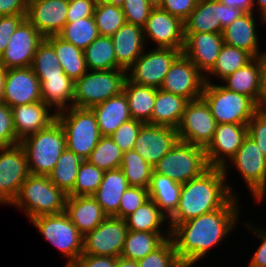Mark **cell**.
Here are the masks:
<instances>
[{
    "label": "cell",
    "mask_w": 266,
    "mask_h": 267,
    "mask_svg": "<svg viewBox=\"0 0 266 267\" xmlns=\"http://www.w3.org/2000/svg\"><path fill=\"white\" fill-rule=\"evenodd\" d=\"M58 36L84 50L99 36V32L94 17L91 16L67 22Z\"/></svg>",
    "instance_id": "b9f144b4"
},
{
    "label": "cell",
    "mask_w": 266,
    "mask_h": 267,
    "mask_svg": "<svg viewBox=\"0 0 266 267\" xmlns=\"http://www.w3.org/2000/svg\"><path fill=\"white\" fill-rule=\"evenodd\" d=\"M28 0H0V16L26 15Z\"/></svg>",
    "instance_id": "91938a15"
},
{
    "label": "cell",
    "mask_w": 266,
    "mask_h": 267,
    "mask_svg": "<svg viewBox=\"0 0 266 267\" xmlns=\"http://www.w3.org/2000/svg\"><path fill=\"white\" fill-rule=\"evenodd\" d=\"M26 15L0 16V57L8 46L9 39Z\"/></svg>",
    "instance_id": "11a10c76"
},
{
    "label": "cell",
    "mask_w": 266,
    "mask_h": 267,
    "mask_svg": "<svg viewBox=\"0 0 266 267\" xmlns=\"http://www.w3.org/2000/svg\"><path fill=\"white\" fill-rule=\"evenodd\" d=\"M252 221L249 219L247 222H240V224L242 223V227L245 225L244 227L249 231L248 233H252V235L257 237V240H260L259 246L252 253L253 255L250 256V260L248 258L249 262L247 263V267H266V227L263 228L260 224L258 226V224Z\"/></svg>",
    "instance_id": "816d5d0a"
},
{
    "label": "cell",
    "mask_w": 266,
    "mask_h": 267,
    "mask_svg": "<svg viewBox=\"0 0 266 267\" xmlns=\"http://www.w3.org/2000/svg\"><path fill=\"white\" fill-rule=\"evenodd\" d=\"M65 213L85 236L101 224L108 215L93 196H68L66 200Z\"/></svg>",
    "instance_id": "83f0119b"
},
{
    "label": "cell",
    "mask_w": 266,
    "mask_h": 267,
    "mask_svg": "<svg viewBox=\"0 0 266 267\" xmlns=\"http://www.w3.org/2000/svg\"><path fill=\"white\" fill-rule=\"evenodd\" d=\"M65 136L67 149L86 160L102 137L91 108L71 106L56 114Z\"/></svg>",
    "instance_id": "8992f818"
},
{
    "label": "cell",
    "mask_w": 266,
    "mask_h": 267,
    "mask_svg": "<svg viewBox=\"0 0 266 267\" xmlns=\"http://www.w3.org/2000/svg\"><path fill=\"white\" fill-rule=\"evenodd\" d=\"M150 199L148 189L129 186L121 197L119 218L125 219Z\"/></svg>",
    "instance_id": "c3c4849f"
},
{
    "label": "cell",
    "mask_w": 266,
    "mask_h": 267,
    "mask_svg": "<svg viewBox=\"0 0 266 267\" xmlns=\"http://www.w3.org/2000/svg\"><path fill=\"white\" fill-rule=\"evenodd\" d=\"M241 199L232 196L220 209L178 223L171 230V239L182 265H197L207 259L212 249L222 246L240 221Z\"/></svg>",
    "instance_id": "6da1fadb"
},
{
    "label": "cell",
    "mask_w": 266,
    "mask_h": 267,
    "mask_svg": "<svg viewBox=\"0 0 266 267\" xmlns=\"http://www.w3.org/2000/svg\"><path fill=\"white\" fill-rule=\"evenodd\" d=\"M116 267H138V262L120 256L116 258Z\"/></svg>",
    "instance_id": "6125c7cd"
},
{
    "label": "cell",
    "mask_w": 266,
    "mask_h": 267,
    "mask_svg": "<svg viewBox=\"0 0 266 267\" xmlns=\"http://www.w3.org/2000/svg\"><path fill=\"white\" fill-rule=\"evenodd\" d=\"M36 76L40 81L42 102L56 114L73 106L74 81L66 74Z\"/></svg>",
    "instance_id": "f1b7e54d"
},
{
    "label": "cell",
    "mask_w": 266,
    "mask_h": 267,
    "mask_svg": "<svg viewBox=\"0 0 266 267\" xmlns=\"http://www.w3.org/2000/svg\"><path fill=\"white\" fill-rule=\"evenodd\" d=\"M138 267H181L174 243L168 238L158 249L137 261Z\"/></svg>",
    "instance_id": "7dc6e473"
},
{
    "label": "cell",
    "mask_w": 266,
    "mask_h": 267,
    "mask_svg": "<svg viewBox=\"0 0 266 267\" xmlns=\"http://www.w3.org/2000/svg\"><path fill=\"white\" fill-rule=\"evenodd\" d=\"M75 264L77 267H116V257L82 254Z\"/></svg>",
    "instance_id": "680465c9"
},
{
    "label": "cell",
    "mask_w": 266,
    "mask_h": 267,
    "mask_svg": "<svg viewBox=\"0 0 266 267\" xmlns=\"http://www.w3.org/2000/svg\"><path fill=\"white\" fill-rule=\"evenodd\" d=\"M143 31L147 47L155 44V47L183 50L184 22L160 7L152 9Z\"/></svg>",
    "instance_id": "2e32d148"
},
{
    "label": "cell",
    "mask_w": 266,
    "mask_h": 267,
    "mask_svg": "<svg viewBox=\"0 0 266 267\" xmlns=\"http://www.w3.org/2000/svg\"><path fill=\"white\" fill-rule=\"evenodd\" d=\"M248 135L247 124H218L212 141L205 148L209 167L223 168Z\"/></svg>",
    "instance_id": "d6986e66"
},
{
    "label": "cell",
    "mask_w": 266,
    "mask_h": 267,
    "mask_svg": "<svg viewBox=\"0 0 266 267\" xmlns=\"http://www.w3.org/2000/svg\"><path fill=\"white\" fill-rule=\"evenodd\" d=\"M253 59L249 52L224 43L213 68L205 75V81L214 83L216 79L219 83Z\"/></svg>",
    "instance_id": "74e56055"
},
{
    "label": "cell",
    "mask_w": 266,
    "mask_h": 267,
    "mask_svg": "<svg viewBox=\"0 0 266 267\" xmlns=\"http://www.w3.org/2000/svg\"><path fill=\"white\" fill-rule=\"evenodd\" d=\"M217 125L208 104L201 97L188 101L176 130L180 141L206 148Z\"/></svg>",
    "instance_id": "7c38bea8"
},
{
    "label": "cell",
    "mask_w": 266,
    "mask_h": 267,
    "mask_svg": "<svg viewBox=\"0 0 266 267\" xmlns=\"http://www.w3.org/2000/svg\"><path fill=\"white\" fill-rule=\"evenodd\" d=\"M257 13H243L238 19L223 29L224 43L249 52L254 58L266 55V50H261V39L258 30V21L266 25V20ZM259 17V20H258ZM257 20V21H256Z\"/></svg>",
    "instance_id": "cb8c5ba5"
},
{
    "label": "cell",
    "mask_w": 266,
    "mask_h": 267,
    "mask_svg": "<svg viewBox=\"0 0 266 267\" xmlns=\"http://www.w3.org/2000/svg\"><path fill=\"white\" fill-rule=\"evenodd\" d=\"M254 8L259 12V16L266 20V0H253Z\"/></svg>",
    "instance_id": "be15d7a7"
},
{
    "label": "cell",
    "mask_w": 266,
    "mask_h": 267,
    "mask_svg": "<svg viewBox=\"0 0 266 267\" xmlns=\"http://www.w3.org/2000/svg\"><path fill=\"white\" fill-rule=\"evenodd\" d=\"M266 55L254 58L220 83L227 89L248 96L258 107L264 97Z\"/></svg>",
    "instance_id": "7402d4cb"
},
{
    "label": "cell",
    "mask_w": 266,
    "mask_h": 267,
    "mask_svg": "<svg viewBox=\"0 0 266 267\" xmlns=\"http://www.w3.org/2000/svg\"><path fill=\"white\" fill-rule=\"evenodd\" d=\"M40 235L67 259L64 263H75L83 253L84 236L78 231L68 215H41L29 221Z\"/></svg>",
    "instance_id": "30bf717a"
},
{
    "label": "cell",
    "mask_w": 266,
    "mask_h": 267,
    "mask_svg": "<svg viewBox=\"0 0 266 267\" xmlns=\"http://www.w3.org/2000/svg\"><path fill=\"white\" fill-rule=\"evenodd\" d=\"M124 220L128 230L143 232H171L168 217L159 209L152 199L146 201Z\"/></svg>",
    "instance_id": "d590c367"
},
{
    "label": "cell",
    "mask_w": 266,
    "mask_h": 267,
    "mask_svg": "<svg viewBox=\"0 0 266 267\" xmlns=\"http://www.w3.org/2000/svg\"><path fill=\"white\" fill-rule=\"evenodd\" d=\"M250 136L266 158V111L259 109L247 124Z\"/></svg>",
    "instance_id": "db71d44e"
},
{
    "label": "cell",
    "mask_w": 266,
    "mask_h": 267,
    "mask_svg": "<svg viewBox=\"0 0 266 267\" xmlns=\"http://www.w3.org/2000/svg\"><path fill=\"white\" fill-rule=\"evenodd\" d=\"M82 161L83 159L66 148L57 160L56 166L48 175L49 179L66 195H69L73 191L78 168Z\"/></svg>",
    "instance_id": "ab89813d"
},
{
    "label": "cell",
    "mask_w": 266,
    "mask_h": 267,
    "mask_svg": "<svg viewBox=\"0 0 266 267\" xmlns=\"http://www.w3.org/2000/svg\"><path fill=\"white\" fill-rule=\"evenodd\" d=\"M126 70L127 80L159 89L173 62L182 54L174 48L152 46Z\"/></svg>",
    "instance_id": "8fae6325"
},
{
    "label": "cell",
    "mask_w": 266,
    "mask_h": 267,
    "mask_svg": "<svg viewBox=\"0 0 266 267\" xmlns=\"http://www.w3.org/2000/svg\"><path fill=\"white\" fill-rule=\"evenodd\" d=\"M96 3H98V2H102L103 0H94Z\"/></svg>",
    "instance_id": "8c879c8a"
},
{
    "label": "cell",
    "mask_w": 266,
    "mask_h": 267,
    "mask_svg": "<svg viewBox=\"0 0 266 267\" xmlns=\"http://www.w3.org/2000/svg\"><path fill=\"white\" fill-rule=\"evenodd\" d=\"M30 175L24 149L20 144L0 148V204L9 206Z\"/></svg>",
    "instance_id": "5bb4252c"
},
{
    "label": "cell",
    "mask_w": 266,
    "mask_h": 267,
    "mask_svg": "<svg viewBox=\"0 0 266 267\" xmlns=\"http://www.w3.org/2000/svg\"><path fill=\"white\" fill-rule=\"evenodd\" d=\"M222 4L237 8L243 13H256L253 0H218Z\"/></svg>",
    "instance_id": "94428289"
},
{
    "label": "cell",
    "mask_w": 266,
    "mask_h": 267,
    "mask_svg": "<svg viewBox=\"0 0 266 267\" xmlns=\"http://www.w3.org/2000/svg\"><path fill=\"white\" fill-rule=\"evenodd\" d=\"M126 70H88L74 81L73 106L92 108L107 99L120 94L126 81Z\"/></svg>",
    "instance_id": "ba28073f"
},
{
    "label": "cell",
    "mask_w": 266,
    "mask_h": 267,
    "mask_svg": "<svg viewBox=\"0 0 266 267\" xmlns=\"http://www.w3.org/2000/svg\"><path fill=\"white\" fill-rule=\"evenodd\" d=\"M88 70L117 69V59L111 37L99 35L84 49Z\"/></svg>",
    "instance_id": "f35d334b"
},
{
    "label": "cell",
    "mask_w": 266,
    "mask_h": 267,
    "mask_svg": "<svg viewBox=\"0 0 266 267\" xmlns=\"http://www.w3.org/2000/svg\"><path fill=\"white\" fill-rule=\"evenodd\" d=\"M181 267H194L192 265H182Z\"/></svg>",
    "instance_id": "2644e50d"
},
{
    "label": "cell",
    "mask_w": 266,
    "mask_h": 267,
    "mask_svg": "<svg viewBox=\"0 0 266 267\" xmlns=\"http://www.w3.org/2000/svg\"><path fill=\"white\" fill-rule=\"evenodd\" d=\"M13 127L12 111L9 106L0 103V148L19 144Z\"/></svg>",
    "instance_id": "f5cc1de1"
},
{
    "label": "cell",
    "mask_w": 266,
    "mask_h": 267,
    "mask_svg": "<svg viewBox=\"0 0 266 267\" xmlns=\"http://www.w3.org/2000/svg\"><path fill=\"white\" fill-rule=\"evenodd\" d=\"M120 169L130 186L148 189L154 169L136 151L124 152Z\"/></svg>",
    "instance_id": "60d3db41"
},
{
    "label": "cell",
    "mask_w": 266,
    "mask_h": 267,
    "mask_svg": "<svg viewBox=\"0 0 266 267\" xmlns=\"http://www.w3.org/2000/svg\"><path fill=\"white\" fill-rule=\"evenodd\" d=\"M188 100L182 96L156 89L152 119L148 124L177 128Z\"/></svg>",
    "instance_id": "1f68e13d"
},
{
    "label": "cell",
    "mask_w": 266,
    "mask_h": 267,
    "mask_svg": "<svg viewBox=\"0 0 266 267\" xmlns=\"http://www.w3.org/2000/svg\"><path fill=\"white\" fill-rule=\"evenodd\" d=\"M182 184L175 182L166 175L153 171L148 193L159 209L169 218L177 209Z\"/></svg>",
    "instance_id": "e575fe53"
},
{
    "label": "cell",
    "mask_w": 266,
    "mask_h": 267,
    "mask_svg": "<svg viewBox=\"0 0 266 267\" xmlns=\"http://www.w3.org/2000/svg\"><path fill=\"white\" fill-rule=\"evenodd\" d=\"M7 69L0 66V103H2Z\"/></svg>",
    "instance_id": "e7e4bbea"
},
{
    "label": "cell",
    "mask_w": 266,
    "mask_h": 267,
    "mask_svg": "<svg viewBox=\"0 0 266 267\" xmlns=\"http://www.w3.org/2000/svg\"><path fill=\"white\" fill-rule=\"evenodd\" d=\"M153 7H160L162 0H147Z\"/></svg>",
    "instance_id": "a7ac6f4b"
},
{
    "label": "cell",
    "mask_w": 266,
    "mask_h": 267,
    "mask_svg": "<svg viewBox=\"0 0 266 267\" xmlns=\"http://www.w3.org/2000/svg\"><path fill=\"white\" fill-rule=\"evenodd\" d=\"M91 109L95 113L102 136H111L124 122L132 119L123 91Z\"/></svg>",
    "instance_id": "f546056e"
},
{
    "label": "cell",
    "mask_w": 266,
    "mask_h": 267,
    "mask_svg": "<svg viewBox=\"0 0 266 267\" xmlns=\"http://www.w3.org/2000/svg\"><path fill=\"white\" fill-rule=\"evenodd\" d=\"M209 168L204 147L180 140L153 167L155 173L181 184L201 176Z\"/></svg>",
    "instance_id": "9c48e42d"
},
{
    "label": "cell",
    "mask_w": 266,
    "mask_h": 267,
    "mask_svg": "<svg viewBox=\"0 0 266 267\" xmlns=\"http://www.w3.org/2000/svg\"><path fill=\"white\" fill-rule=\"evenodd\" d=\"M96 4L94 0H69L67 22L93 16Z\"/></svg>",
    "instance_id": "6f0895ef"
},
{
    "label": "cell",
    "mask_w": 266,
    "mask_h": 267,
    "mask_svg": "<svg viewBox=\"0 0 266 267\" xmlns=\"http://www.w3.org/2000/svg\"><path fill=\"white\" fill-rule=\"evenodd\" d=\"M205 83V75L181 54L171 65L160 89L192 101L201 98Z\"/></svg>",
    "instance_id": "e0dca14e"
},
{
    "label": "cell",
    "mask_w": 266,
    "mask_h": 267,
    "mask_svg": "<svg viewBox=\"0 0 266 267\" xmlns=\"http://www.w3.org/2000/svg\"><path fill=\"white\" fill-rule=\"evenodd\" d=\"M168 238H171V232L128 230L120 256L138 261L158 249Z\"/></svg>",
    "instance_id": "836d02e7"
},
{
    "label": "cell",
    "mask_w": 266,
    "mask_h": 267,
    "mask_svg": "<svg viewBox=\"0 0 266 267\" xmlns=\"http://www.w3.org/2000/svg\"><path fill=\"white\" fill-rule=\"evenodd\" d=\"M259 108L261 110L266 111V74H265V83H264V97Z\"/></svg>",
    "instance_id": "03108f58"
},
{
    "label": "cell",
    "mask_w": 266,
    "mask_h": 267,
    "mask_svg": "<svg viewBox=\"0 0 266 267\" xmlns=\"http://www.w3.org/2000/svg\"><path fill=\"white\" fill-rule=\"evenodd\" d=\"M232 196L222 168L210 167L201 176L182 184L178 207L168 218L170 229L220 209Z\"/></svg>",
    "instance_id": "7a4b0ae2"
},
{
    "label": "cell",
    "mask_w": 266,
    "mask_h": 267,
    "mask_svg": "<svg viewBox=\"0 0 266 267\" xmlns=\"http://www.w3.org/2000/svg\"><path fill=\"white\" fill-rule=\"evenodd\" d=\"M104 170L83 160L78 168L73 191L68 196H92L100 186Z\"/></svg>",
    "instance_id": "f6af8a7d"
},
{
    "label": "cell",
    "mask_w": 266,
    "mask_h": 267,
    "mask_svg": "<svg viewBox=\"0 0 266 267\" xmlns=\"http://www.w3.org/2000/svg\"><path fill=\"white\" fill-rule=\"evenodd\" d=\"M45 40L54 48L59 66L71 80L80 79L88 71L84 50L64 41L58 35L45 37Z\"/></svg>",
    "instance_id": "d6a6232c"
},
{
    "label": "cell",
    "mask_w": 266,
    "mask_h": 267,
    "mask_svg": "<svg viewBox=\"0 0 266 267\" xmlns=\"http://www.w3.org/2000/svg\"><path fill=\"white\" fill-rule=\"evenodd\" d=\"M67 197L49 176L30 174L10 206L19 208L30 221L41 215L65 212Z\"/></svg>",
    "instance_id": "277c9868"
},
{
    "label": "cell",
    "mask_w": 266,
    "mask_h": 267,
    "mask_svg": "<svg viewBox=\"0 0 266 267\" xmlns=\"http://www.w3.org/2000/svg\"><path fill=\"white\" fill-rule=\"evenodd\" d=\"M11 111L13 127L19 141L45 129L56 120V113L42 101L14 106Z\"/></svg>",
    "instance_id": "484cf974"
},
{
    "label": "cell",
    "mask_w": 266,
    "mask_h": 267,
    "mask_svg": "<svg viewBox=\"0 0 266 267\" xmlns=\"http://www.w3.org/2000/svg\"><path fill=\"white\" fill-rule=\"evenodd\" d=\"M69 0H28L26 19L44 36L58 35L67 23Z\"/></svg>",
    "instance_id": "603a6c76"
},
{
    "label": "cell",
    "mask_w": 266,
    "mask_h": 267,
    "mask_svg": "<svg viewBox=\"0 0 266 267\" xmlns=\"http://www.w3.org/2000/svg\"><path fill=\"white\" fill-rule=\"evenodd\" d=\"M45 37L25 18L9 39L0 57V66L11 68L30 67L38 46Z\"/></svg>",
    "instance_id": "ac0fdd59"
},
{
    "label": "cell",
    "mask_w": 266,
    "mask_h": 267,
    "mask_svg": "<svg viewBox=\"0 0 266 267\" xmlns=\"http://www.w3.org/2000/svg\"><path fill=\"white\" fill-rule=\"evenodd\" d=\"M243 12L218 0H198L195 9L184 21V35L188 33H222Z\"/></svg>",
    "instance_id": "4fadbf2b"
},
{
    "label": "cell",
    "mask_w": 266,
    "mask_h": 267,
    "mask_svg": "<svg viewBox=\"0 0 266 267\" xmlns=\"http://www.w3.org/2000/svg\"><path fill=\"white\" fill-rule=\"evenodd\" d=\"M178 141L176 128L145 123L140 129L133 150L154 167Z\"/></svg>",
    "instance_id": "ffe728a7"
},
{
    "label": "cell",
    "mask_w": 266,
    "mask_h": 267,
    "mask_svg": "<svg viewBox=\"0 0 266 267\" xmlns=\"http://www.w3.org/2000/svg\"><path fill=\"white\" fill-rule=\"evenodd\" d=\"M40 101V81L31 67L7 69L2 103L12 108Z\"/></svg>",
    "instance_id": "44dd1931"
},
{
    "label": "cell",
    "mask_w": 266,
    "mask_h": 267,
    "mask_svg": "<svg viewBox=\"0 0 266 267\" xmlns=\"http://www.w3.org/2000/svg\"><path fill=\"white\" fill-rule=\"evenodd\" d=\"M234 168L242 177V183L245 182L246 189L249 190L255 204H263L261 202L266 200V158L260 147L248 135L236 154L222 168L230 193L233 196L240 197V192L236 191L234 185L228 182L230 180L228 172L230 174V169L234 170Z\"/></svg>",
    "instance_id": "3957f363"
},
{
    "label": "cell",
    "mask_w": 266,
    "mask_h": 267,
    "mask_svg": "<svg viewBox=\"0 0 266 267\" xmlns=\"http://www.w3.org/2000/svg\"><path fill=\"white\" fill-rule=\"evenodd\" d=\"M123 92L128 101L131 117L143 123H149L156 100V88L138 85L126 79Z\"/></svg>",
    "instance_id": "8d00e7d4"
},
{
    "label": "cell",
    "mask_w": 266,
    "mask_h": 267,
    "mask_svg": "<svg viewBox=\"0 0 266 267\" xmlns=\"http://www.w3.org/2000/svg\"><path fill=\"white\" fill-rule=\"evenodd\" d=\"M117 59V69L127 70L148 48L143 27L125 23L111 36Z\"/></svg>",
    "instance_id": "4316f807"
},
{
    "label": "cell",
    "mask_w": 266,
    "mask_h": 267,
    "mask_svg": "<svg viewBox=\"0 0 266 267\" xmlns=\"http://www.w3.org/2000/svg\"><path fill=\"white\" fill-rule=\"evenodd\" d=\"M93 17L101 36L111 37L126 23L122 7L104 1L96 4Z\"/></svg>",
    "instance_id": "ee69618b"
},
{
    "label": "cell",
    "mask_w": 266,
    "mask_h": 267,
    "mask_svg": "<svg viewBox=\"0 0 266 267\" xmlns=\"http://www.w3.org/2000/svg\"><path fill=\"white\" fill-rule=\"evenodd\" d=\"M30 67L35 75L66 74L59 66L54 48L45 39L38 46Z\"/></svg>",
    "instance_id": "bcb514c9"
},
{
    "label": "cell",
    "mask_w": 266,
    "mask_h": 267,
    "mask_svg": "<svg viewBox=\"0 0 266 267\" xmlns=\"http://www.w3.org/2000/svg\"><path fill=\"white\" fill-rule=\"evenodd\" d=\"M122 11L126 23L144 27L154 8L147 0H125Z\"/></svg>",
    "instance_id": "f907efd6"
},
{
    "label": "cell",
    "mask_w": 266,
    "mask_h": 267,
    "mask_svg": "<svg viewBox=\"0 0 266 267\" xmlns=\"http://www.w3.org/2000/svg\"><path fill=\"white\" fill-rule=\"evenodd\" d=\"M197 2L198 0H162L160 8L184 22L195 9Z\"/></svg>",
    "instance_id": "9f6ffc18"
},
{
    "label": "cell",
    "mask_w": 266,
    "mask_h": 267,
    "mask_svg": "<svg viewBox=\"0 0 266 267\" xmlns=\"http://www.w3.org/2000/svg\"><path fill=\"white\" fill-rule=\"evenodd\" d=\"M129 183L120 168L104 172L102 182L92 195L108 216L119 218L121 197Z\"/></svg>",
    "instance_id": "4dcf8cb0"
},
{
    "label": "cell",
    "mask_w": 266,
    "mask_h": 267,
    "mask_svg": "<svg viewBox=\"0 0 266 267\" xmlns=\"http://www.w3.org/2000/svg\"><path fill=\"white\" fill-rule=\"evenodd\" d=\"M201 97L218 124H248L260 109L248 96L229 90L217 82H206Z\"/></svg>",
    "instance_id": "52a82bcc"
},
{
    "label": "cell",
    "mask_w": 266,
    "mask_h": 267,
    "mask_svg": "<svg viewBox=\"0 0 266 267\" xmlns=\"http://www.w3.org/2000/svg\"><path fill=\"white\" fill-rule=\"evenodd\" d=\"M223 44L222 33H188L182 54L206 75L213 68Z\"/></svg>",
    "instance_id": "d4e9b609"
},
{
    "label": "cell",
    "mask_w": 266,
    "mask_h": 267,
    "mask_svg": "<svg viewBox=\"0 0 266 267\" xmlns=\"http://www.w3.org/2000/svg\"><path fill=\"white\" fill-rule=\"evenodd\" d=\"M25 151L29 173L48 176L67 148L66 136L56 119L45 129L25 137L19 143Z\"/></svg>",
    "instance_id": "5b68a950"
},
{
    "label": "cell",
    "mask_w": 266,
    "mask_h": 267,
    "mask_svg": "<svg viewBox=\"0 0 266 267\" xmlns=\"http://www.w3.org/2000/svg\"><path fill=\"white\" fill-rule=\"evenodd\" d=\"M128 228L124 219L108 216L83 238V253L120 257Z\"/></svg>",
    "instance_id": "9a60e30c"
},
{
    "label": "cell",
    "mask_w": 266,
    "mask_h": 267,
    "mask_svg": "<svg viewBox=\"0 0 266 267\" xmlns=\"http://www.w3.org/2000/svg\"><path fill=\"white\" fill-rule=\"evenodd\" d=\"M64 267H77L75 263H66Z\"/></svg>",
    "instance_id": "89a4df30"
},
{
    "label": "cell",
    "mask_w": 266,
    "mask_h": 267,
    "mask_svg": "<svg viewBox=\"0 0 266 267\" xmlns=\"http://www.w3.org/2000/svg\"><path fill=\"white\" fill-rule=\"evenodd\" d=\"M103 1L116 6H122L125 0H103Z\"/></svg>",
    "instance_id": "003e7915"
},
{
    "label": "cell",
    "mask_w": 266,
    "mask_h": 267,
    "mask_svg": "<svg viewBox=\"0 0 266 267\" xmlns=\"http://www.w3.org/2000/svg\"><path fill=\"white\" fill-rule=\"evenodd\" d=\"M144 124L145 123L132 118L124 122L111 135V138L114 140L116 145L123 151V153L129 150H133L140 129Z\"/></svg>",
    "instance_id": "681fc988"
},
{
    "label": "cell",
    "mask_w": 266,
    "mask_h": 267,
    "mask_svg": "<svg viewBox=\"0 0 266 267\" xmlns=\"http://www.w3.org/2000/svg\"><path fill=\"white\" fill-rule=\"evenodd\" d=\"M123 154L111 136H102L86 160L107 171L120 168Z\"/></svg>",
    "instance_id": "7bdbcfd3"
}]
</instances>
